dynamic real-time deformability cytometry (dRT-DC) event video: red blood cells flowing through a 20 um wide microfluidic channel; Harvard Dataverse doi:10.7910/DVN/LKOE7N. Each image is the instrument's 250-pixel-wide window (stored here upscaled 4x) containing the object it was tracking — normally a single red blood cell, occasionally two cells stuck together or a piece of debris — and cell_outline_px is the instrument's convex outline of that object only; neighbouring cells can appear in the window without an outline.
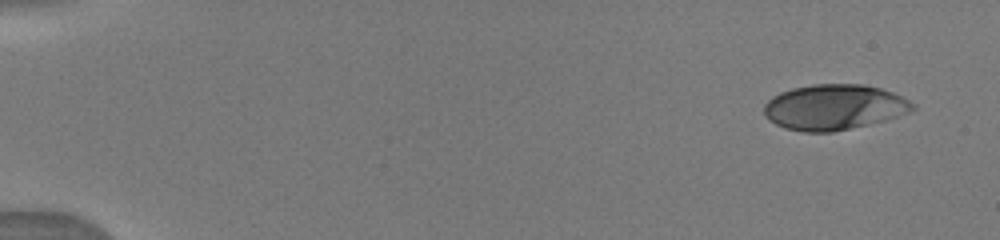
{"species": "human", "species_latin": "Homo sapiens", "temperature_condition": "warm", "stored_images_in_passage": 10, "camera_frame_rate_fps": 3000, "um_per_image_px": 0.085, "donor": {"sex": "male"}, "frame": {"image": 1, "passage_image": 1, "time_ms": 0.0, "image_size_px": [1000, 240], "cell_outline_px": [[916, 108], [908, 112], [884, 120], [868, 124], [832, 132], [804, 132], [784, 128], [776, 124], [764, 116], [764, 104], [772, 96], [780, 92], [792, 88], [812, 84], [864, 84], [880, 88], [892, 92], [916, 104]], "centroid_in_image_um": [70.86, 9.1], "position_along_channel_um": 14.1, "area_um2": 39.3}}
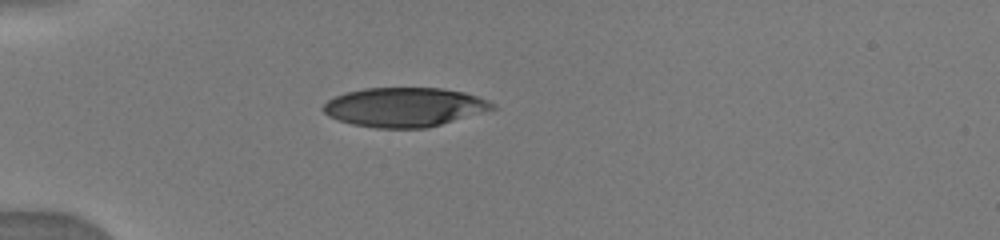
{"frame": {"image": 2, "passage_image": 7, "time_ms": 4.0, "image_size_px": [1000, 240], "cell_outline_px": [[496, 108], [428, 128], [376, 128], [352, 124], [328, 116], [320, 108], [328, 100], [336, 96], [348, 92], [364, 88], [440, 88], [464, 92], [488, 100], [496, 104]], "centroid_in_image_um": [34.37, 9.11], "position_along_channel_um": 50.6, "area_um2": 38.49}}
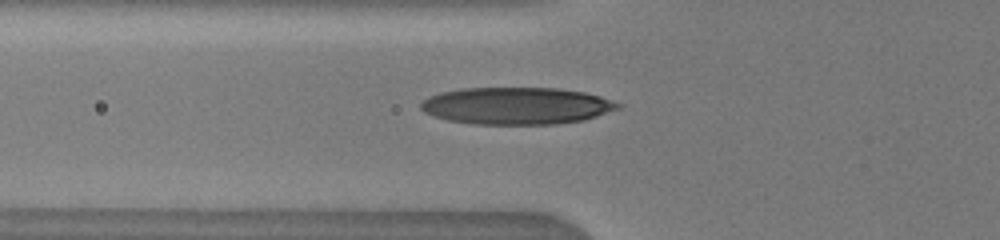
{"frame": {"image": 3, "passage_image": 9, "time_ms": 5.333, "image_size_px": [1000, 240], "cell_outline_px": [[624, 104], [620, 108], [584, 120], [556, 124], [472, 124], [448, 120], [432, 116], [424, 112], [420, 108], [420, 104], [428, 96], [440, 92], [464, 88], [560, 88], [584, 92], [600, 96]], "centroid_in_image_um": [43.91, 8.99], "position_along_channel_um": 81.9, "area_um2": 42.83}}